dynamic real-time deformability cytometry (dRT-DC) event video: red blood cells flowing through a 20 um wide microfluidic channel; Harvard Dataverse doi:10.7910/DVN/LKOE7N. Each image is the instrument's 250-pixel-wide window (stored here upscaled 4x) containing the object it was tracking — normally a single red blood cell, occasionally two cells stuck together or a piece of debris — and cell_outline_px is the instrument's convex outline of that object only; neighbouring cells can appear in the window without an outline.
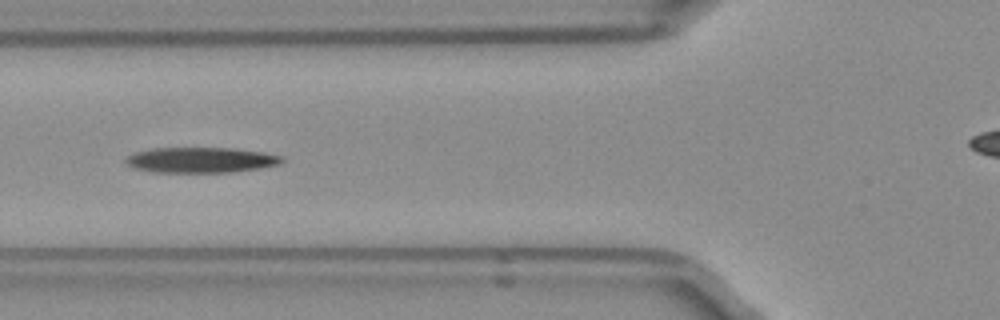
{"species": "Egyptian fruit bat (a non-hibernating species)", "species_latin": "Rousettus aegyptiacus", "temperature_condition": "room temperature", "stored_images_in_passage": 34, "camera_frame_rate_fps": 3000, "um_per_image_px": 0.085, "frame": {"image": 1, "passage_image": 10, "time_ms": 3.0, "image_size_px": [1000, 320], "cell_outline_px": [[284, 160], [276, 164], [256, 168], [224, 172], [160, 172], [140, 168], [128, 164], [124, 160], [128, 156], [140, 152], [156, 148], [224, 148], [260, 152], [280, 156]], "centroid_in_image_um": [17.06, 13.59], "position_along_channel_um": 108.7, "area_um2": 22.02}}
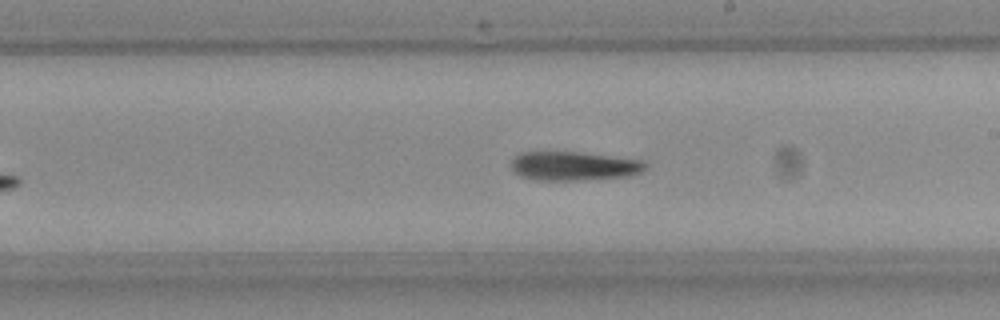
{"frame": {"image": 2, "passage_image": 20, "time_ms": 6.333, "image_size_px": [1000, 320], "cell_outline_px": [[644, 168], [640, 172], [620, 176], [568, 180], [544, 180], [524, 176], [516, 172], [512, 168], [512, 160], [516, 156], [524, 152], [576, 152], [640, 160], [644, 164]], "centroid_in_image_um": [48.71, 14.09], "position_along_channel_um": 240.3, "area_um2": 21.44}}